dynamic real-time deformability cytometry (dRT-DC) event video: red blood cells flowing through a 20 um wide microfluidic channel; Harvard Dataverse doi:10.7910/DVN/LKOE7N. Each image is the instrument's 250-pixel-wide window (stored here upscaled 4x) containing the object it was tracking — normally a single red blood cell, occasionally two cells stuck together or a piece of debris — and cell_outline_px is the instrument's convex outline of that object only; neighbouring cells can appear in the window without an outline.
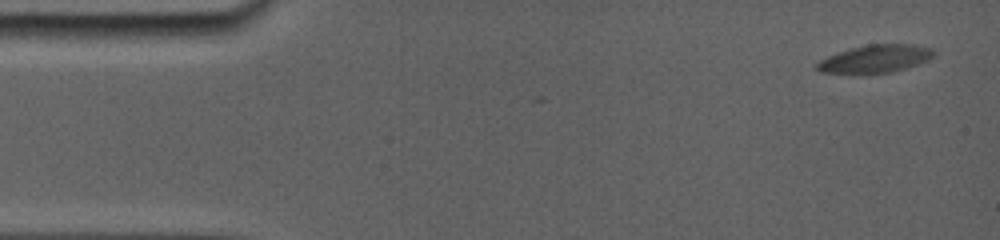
{"species": "common noctule bat (a hibernating species)", "species_latin": "Nyctalus noctula", "temperature_condition": "room temperature", "stored_images_in_passage": 38, "camera_frame_rate_fps": 5000, "um_per_image_px": 0.085, "animal": {"sex": "female", "body_mass_g": 19.0, "forearm_length_mm": 56.7}, "frame": {"image": 1, "passage_image": 1, "time_ms": 0.0, "image_size_px": [1000, 240], "cell_outline_px": [[936, 56], [928, 60], [892, 72], [860, 76], [820, 72], [816, 68], [816, 64], [820, 60], [836, 52], [868, 44], [912, 44], [932, 48], [936, 52]], "centroid_in_image_um": [74.36, 5.03], "position_along_channel_um": 10.6, "area_um2": 19.59}}
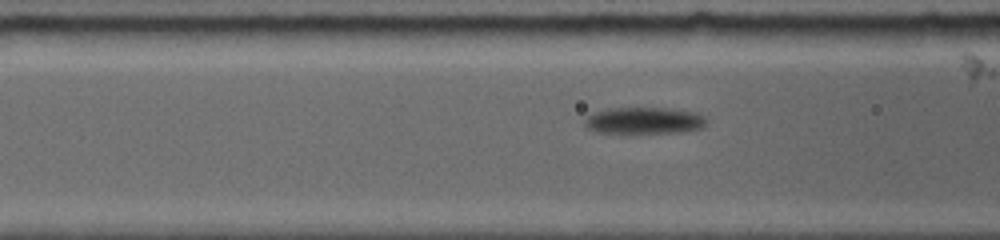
{"frame": {"image": 2, "passage_image": 17, "time_ms": 6.2, "image_size_px": [1000, 240], "cell_outline_px": [[704, 124], [700, 128], [668, 132], [604, 132], [592, 128], [584, 120], [588, 116], [596, 112], [608, 108], [664, 108], [696, 112], [704, 120]], "centroid_in_image_um": [54.74, 10.22], "position_along_channel_um": 111.9, "area_um2": 17.8}}
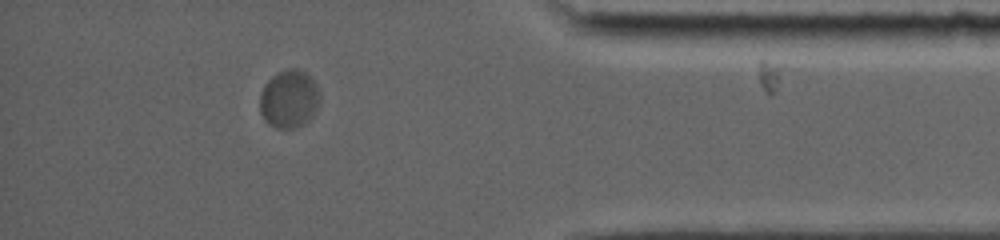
{"frame": {"image": 3, "passage_image": 33, "time_ms": 15.4, "image_size_px": [1000, 240], "cell_outline_px": [[320, 104], [312, 116], [304, 124], [296, 128], [276, 128], [268, 124], [264, 120], [260, 112], [260, 92], [264, 84], [272, 76], [288, 68], [296, 68], [308, 72], [312, 76], [320, 92]], "centroid_in_image_um": [24.59, 8.4], "position_along_channel_um": 410.6, "area_um2": 20.75}, "authors_computed_cell_mechanics": {"area_um2": 19.4497, "velocity_mm_per_s": 3.4588, "shape_relaxation_time_tau1_ms": 2.6663, "shape_relaxation_time_tau2_ms": null, "deformation_change_tau1": 0.095, "deformation_change_tau2": null}}